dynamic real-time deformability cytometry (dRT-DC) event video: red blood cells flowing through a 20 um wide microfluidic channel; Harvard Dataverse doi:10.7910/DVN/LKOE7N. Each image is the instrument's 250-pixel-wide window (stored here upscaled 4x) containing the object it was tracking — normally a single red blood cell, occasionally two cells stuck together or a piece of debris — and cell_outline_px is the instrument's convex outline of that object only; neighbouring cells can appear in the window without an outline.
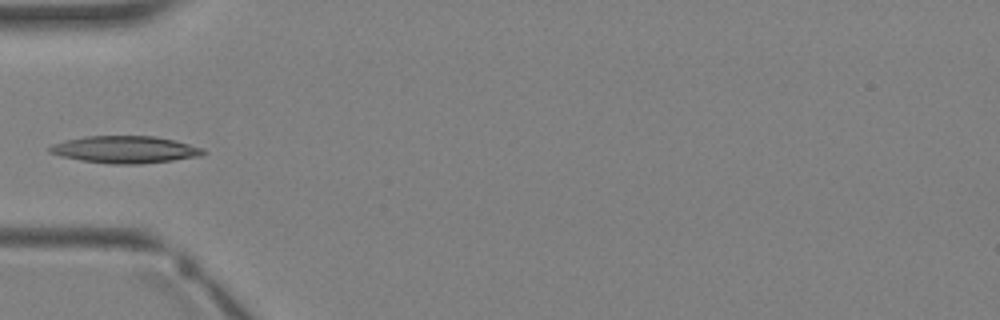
{"species": "Egyptian fruit bat (a non-hibernating species)", "species_latin": "Rousettus aegyptiacus", "temperature_condition": "warm", "stored_images_in_passage": 2, "camera_frame_rate_fps": 3000, "um_per_image_px": 0.085, "animal": {"sex": "female"}, "frame": {"image": 1, "passage_image": 2, "time_ms": 2.0, "image_size_px": [1000, 320], "cell_outline_px": [[208, 152], [200, 156], [172, 160], [140, 164], [112, 164], [80, 160], [60, 156], [48, 152], [48, 148], [52, 144], [64, 140], [84, 136], [156, 136], [176, 140], [204, 148]], "centroid_in_image_um": [10.64, 12.7], "position_along_channel_um": 74.4, "area_um2": 24.51}}